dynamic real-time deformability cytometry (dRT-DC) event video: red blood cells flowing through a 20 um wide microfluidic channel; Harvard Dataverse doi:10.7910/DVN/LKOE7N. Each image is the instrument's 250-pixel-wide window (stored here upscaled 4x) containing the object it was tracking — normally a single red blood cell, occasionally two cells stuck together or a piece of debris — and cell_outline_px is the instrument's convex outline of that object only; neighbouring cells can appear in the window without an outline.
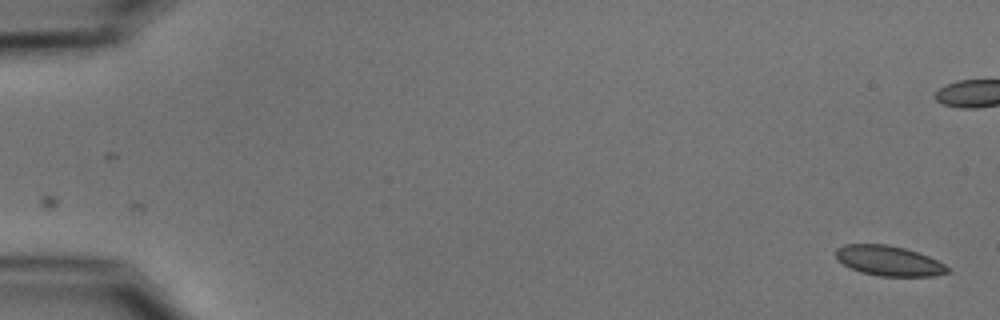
{"species": "common noctule bat (a hibernating species)", "species_latin": "Nyctalus noctula", "temperature_condition": "cold", "stored_images_in_passage": 25, "camera_frame_rate_fps": 3000, "um_per_image_px": 0.085, "animal": {"sex": "male", "body_mass_g": 15.6}, "frame": {"image": 1, "passage_image": 1, "time_ms": 0.0, "image_size_px": [1000, 320], "cell_outline_px": [[952, 272], [932, 276], [880, 276], [860, 272], [836, 260], [836, 248], [844, 244], [888, 244], [904, 248], [928, 256], [952, 268]], "centroid_in_image_um": [75.56, 22.17], "position_along_channel_um": 9.4, "area_um2": 19.65}}
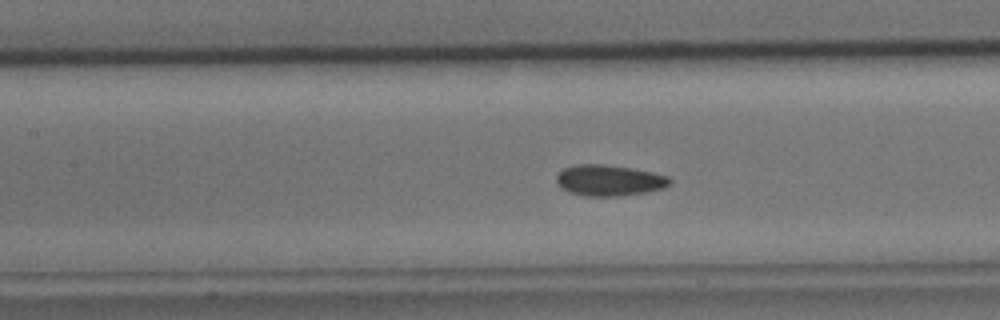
{"frame": {"image": 2, "passage_image": 25, "time_ms": 8.0, "image_size_px": [1000, 320], "cell_outline_px": [[672, 180], [664, 188], [648, 192], [620, 196], [584, 196], [568, 192], [560, 188], [556, 180], [556, 176], [564, 168], [576, 164], [600, 164], [632, 168], [652, 172], [668, 176]], "centroid_in_image_um": [51.76, 15.34], "position_along_channel_um": 155.6, "area_um2": 20.58}}